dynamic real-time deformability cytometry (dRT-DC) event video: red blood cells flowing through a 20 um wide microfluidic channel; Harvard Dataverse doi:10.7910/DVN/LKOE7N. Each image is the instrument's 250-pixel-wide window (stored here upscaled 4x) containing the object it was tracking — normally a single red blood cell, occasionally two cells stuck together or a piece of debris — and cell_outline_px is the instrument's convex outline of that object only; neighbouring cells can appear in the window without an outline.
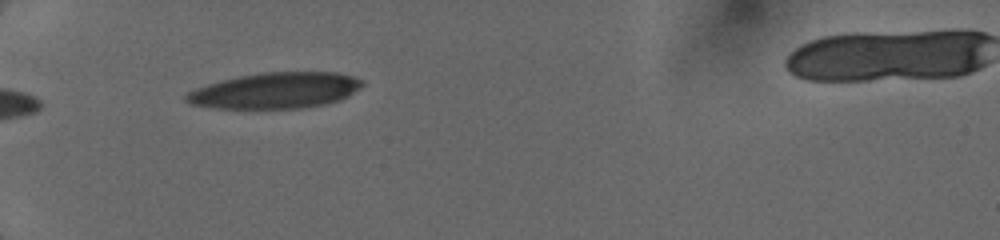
{"species": "human", "species_latin": "Homo sapiens", "temperature_condition": "cold", "stored_images_in_passage": 6, "camera_frame_rate_fps": 3000, "um_per_image_px": 0.085, "donor": {"sex": "female"}, "frame": {"image": 1, "passage_image": 1, "time_ms": 0.0, "image_size_px": [1000, 240], "cell_outline_px": [[364, 84], [360, 88], [348, 96], [340, 100], [324, 104], [300, 108], [220, 108], [192, 104], [184, 100], [184, 96], [188, 92], [196, 88], [208, 84], [240, 76], [264, 72], [336, 72], [352, 76], [360, 80]], "centroid_in_image_um": [23.43, 7.69], "position_along_channel_um": 61.6, "area_um2": 36.47}}
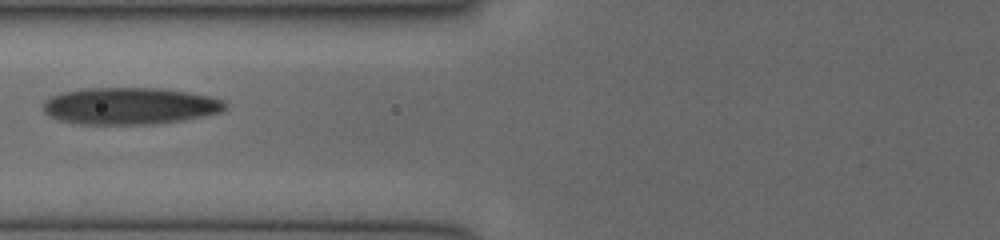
{"frame": {"image": 2, "passage_image": 3, "time_ms": 1.667, "image_size_px": [1000, 240], "cell_outline_px": [[224, 108], [220, 112], [180, 120], [152, 124], [80, 124], [60, 120], [48, 116], [44, 112], [44, 100], [48, 96], [60, 92], [80, 88], [164, 88], [188, 92], [208, 96], [224, 100]], "centroid_in_image_um": [10.95, 8.99], "position_along_channel_um": 114.9, "area_um2": 39.13}}
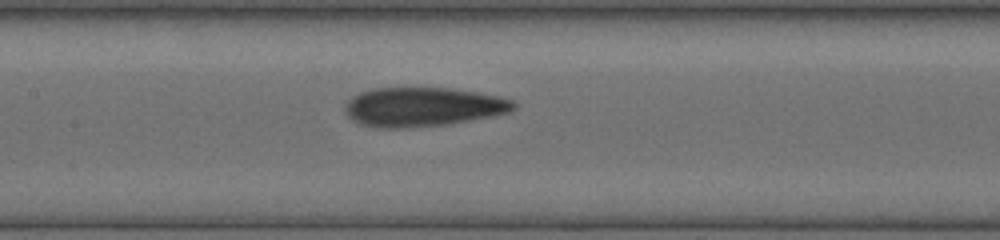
{"frame": {"image": 3, "passage_image": 5, "time_ms": 3.0, "image_size_px": [1000, 240], "cell_outline_px": [[516, 108], [508, 112], [492, 116], [444, 124], [408, 128], [380, 128], [360, 124], [352, 120], [344, 112], [344, 108], [348, 100], [352, 96], [360, 92], [376, 88], [448, 88], [476, 92], [496, 96], [512, 100], [516, 104]], "centroid_in_image_um": [35.89, 9.09], "position_along_channel_um": 171.5, "area_um2": 38.26}}